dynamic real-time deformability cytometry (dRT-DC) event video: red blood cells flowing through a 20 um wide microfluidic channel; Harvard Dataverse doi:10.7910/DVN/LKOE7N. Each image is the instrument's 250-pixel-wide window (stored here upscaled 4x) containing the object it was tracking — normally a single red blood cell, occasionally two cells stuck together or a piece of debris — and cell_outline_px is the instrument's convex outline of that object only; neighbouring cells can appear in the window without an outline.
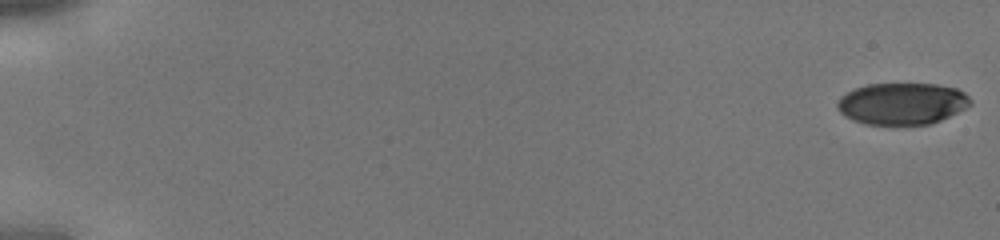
{"species": "human", "species_latin": "Homo sapiens", "temperature_condition": "cold", "stored_images_in_passage": 16, "camera_frame_rate_fps": 3000, "um_per_image_px": 0.085, "donor": {"sex": "male"}, "frame": {"image": 1, "passage_image": 1, "time_ms": 0.0, "image_size_px": [1000, 240], "cell_outline_px": [[972, 104], [932, 124], [864, 124], [852, 120], [844, 116], [836, 108], [836, 104], [840, 96], [856, 88], [868, 84], [936, 84], [956, 88], [964, 92], [972, 100]], "centroid_in_image_um": [76.65, 8.81], "position_along_channel_um": 8.3, "area_um2": 32.31}}
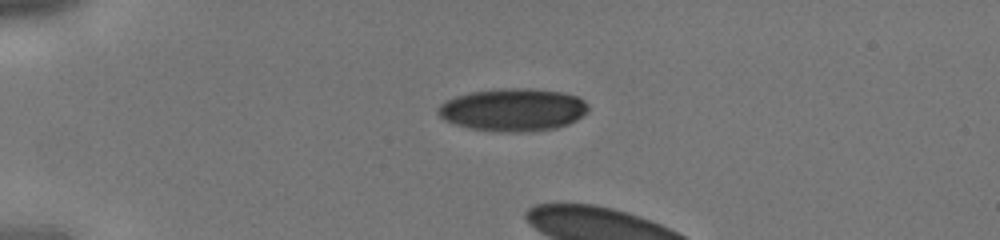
{"frame": {"image": 2, "passage_image": 12, "time_ms": 3.667, "image_size_px": [1000, 240], "cell_outline_px": [[588, 112], [576, 120], [568, 124], [556, 128], [532, 132], [500, 132], [468, 128], [444, 120], [436, 112], [436, 108], [440, 104], [456, 96], [472, 92], [504, 88], [528, 88], [564, 92], [576, 96], [584, 100], [588, 104]], "centroid_in_image_um": [43.63, 9.34], "position_along_channel_um": 41.4, "area_um2": 37.63}}